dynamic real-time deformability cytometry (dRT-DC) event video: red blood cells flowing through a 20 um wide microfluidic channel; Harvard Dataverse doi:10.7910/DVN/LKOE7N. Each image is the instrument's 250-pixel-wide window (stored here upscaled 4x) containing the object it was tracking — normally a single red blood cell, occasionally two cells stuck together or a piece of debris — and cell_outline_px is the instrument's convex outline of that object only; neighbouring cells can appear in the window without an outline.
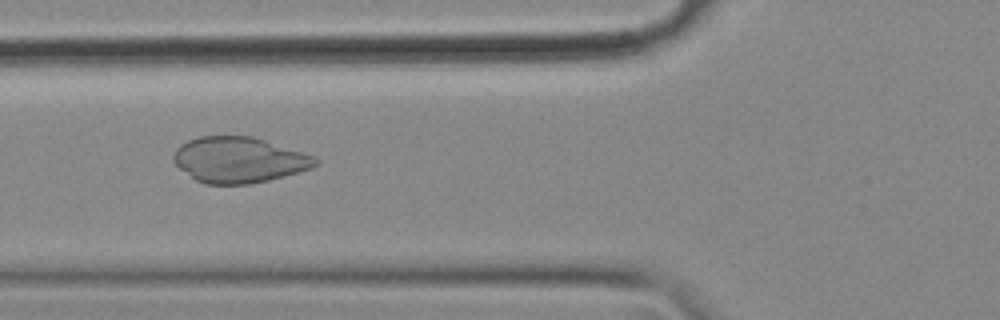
{"species": "common noctule bat (a hibernating species)", "species_latin": "Nyctalus noctula", "temperature_condition": "cold", "stored_images_in_passage": 56, "camera_frame_rate_fps": 3000, "um_per_image_px": 0.085, "animal": {"sex": "female", "body_mass_g": 18.4}, "frame": {"image": 1, "passage_image": 21, "time_ms": 6.667, "image_size_px": [1000, 320], "cell_outline_px": [[320, 164], [312, 168], [268, 180], [248, 184], [204, 184], [196, 180], [180, 168], [172, 160], [172, 156], [176, 148], [180, 144], [188, 140], [200, 136], [252, 136], [312, 156], [320, 160]], "centroid_in_image_um": [20.28, 13.59], "position_along_channel_um": 105.5, "area_um2": 37.51}}
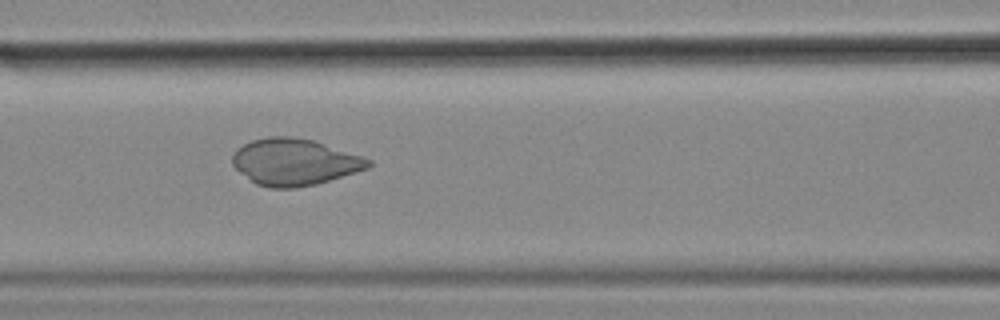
{"frame": {"image": 2, "passage_image": 24, "time_ms": 7.667, "image_size_px": [1000, 320], "cell_outline_px": [[372, 164], [368, 168], [356, 172], [316, 184], [296, 188], [268, 188], [256, 184], [240, 172], [232, 164], [232, 156], [236, 148], [252, 140], [268, 136], [292, 136], [312, 140], [372, 160]], "centroid_in_image_um": [25.0, 13.77], "position_along_channel_um": 141.6, "area_um2": 36.76}}
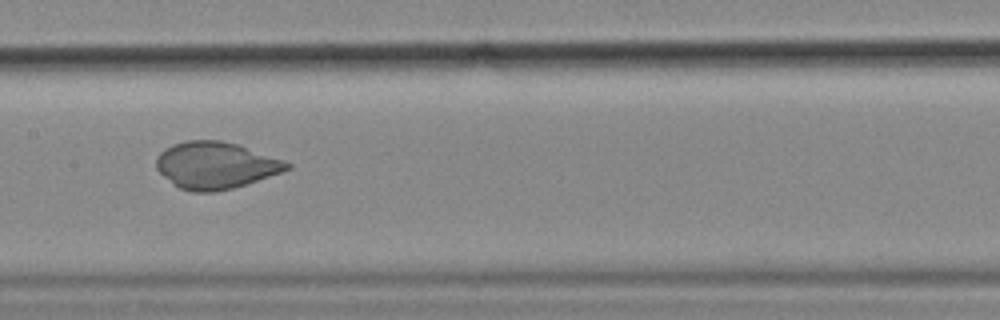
{"frame": {"image": 3, "passage_image": 28, "time_ms": 9.0, "image_size_px": [1000, 320], "cell_outline_px": [[292, 168], [232, 188], [216, 192], [192, 192], [180, 188], [164, 176], [156, 168], [156, 156], [164, 148], [172, 144], [184, 140], [220, 140], [236, 144], [284, 160], [292, 164]], "centroid_in_image_um": [18.29, 14.04], "position_along_channel_um": 189.1, "area_um2": 35.43}}